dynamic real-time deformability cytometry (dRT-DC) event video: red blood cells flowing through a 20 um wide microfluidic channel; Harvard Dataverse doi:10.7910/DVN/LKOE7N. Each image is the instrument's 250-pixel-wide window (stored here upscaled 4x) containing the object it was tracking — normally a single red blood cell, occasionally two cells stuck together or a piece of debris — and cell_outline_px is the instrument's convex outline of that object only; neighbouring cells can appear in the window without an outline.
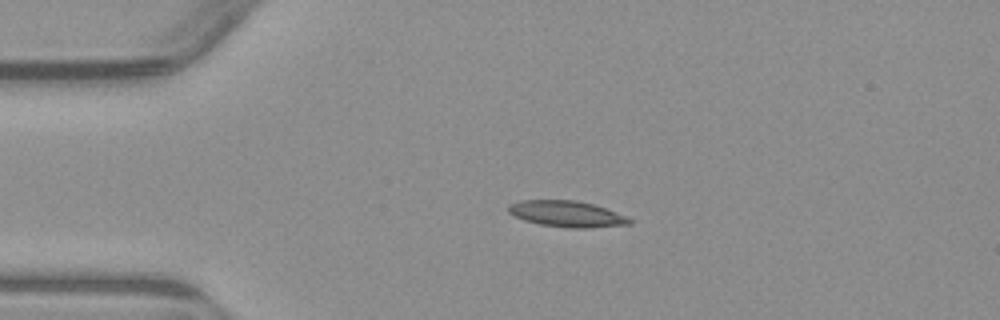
{"species": "common noctule bat (a hibernating species)", "species_latin": "Nyctalus noctula", "temperature_condition": "warm", "stored_images_in_passage": 2, "camera_frame_rate_fps": 3000, "um_per_image_px": 0.085, "animal": {"sex": "male", "body_mass_g": 23.1, "forearm_length_mm": 52.7}, "frame": {"image": 1, "passage_image": 1, "time_ms": 0.0, "image_size_px": [1000, 320], "cell_outline_px": [[632, 224], [588, 228], [568, 228], [540, 224], [524, 220], [508, 212], [508, 204], [520, 200], [576, 200], [592, 204], [616, 212], [632, 220]], "centroid_in_image_um": [48.16, 18.18], "position_along_channel_um": 36.8, "area_um2": 18.32}}